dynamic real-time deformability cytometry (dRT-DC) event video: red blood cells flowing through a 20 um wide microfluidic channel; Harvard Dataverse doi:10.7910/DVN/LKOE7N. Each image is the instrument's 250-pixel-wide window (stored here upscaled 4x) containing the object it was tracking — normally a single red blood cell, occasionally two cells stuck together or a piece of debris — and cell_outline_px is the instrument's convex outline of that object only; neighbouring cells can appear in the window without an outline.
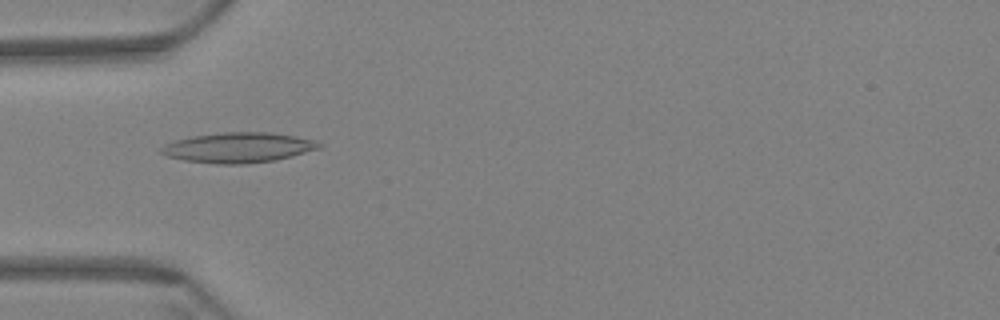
{"species": "Egyptian fruit bat (a non-hibernating species)", "species_latin": "Rousettus aegyptiacus", "temperature_condition": "warm", "stored_images_in_passage": 60, "camera_frame_rate_fps": 3000, "um_per_image_px": 0.085, "animal": {"sex": "female"}, "frame": {"image": 1, "passage_image": 19, "time_ms": 6.0, "image_size_px": [1000, 320], "cell_outline_px": [[324, 144], [320, 148], [276, 160], [240, 164], [220, 164], [184, 160], [168, 156], [160, 152], [160, 148], [164, 144], [176, 140], [192, 136], [224, 132], [268, 132], [296, 136], [312, 140]], "centroid_in_image_um": [20.25, 12.54], "position_along_channel_um": 64.7, "area_um2": 27.51}}
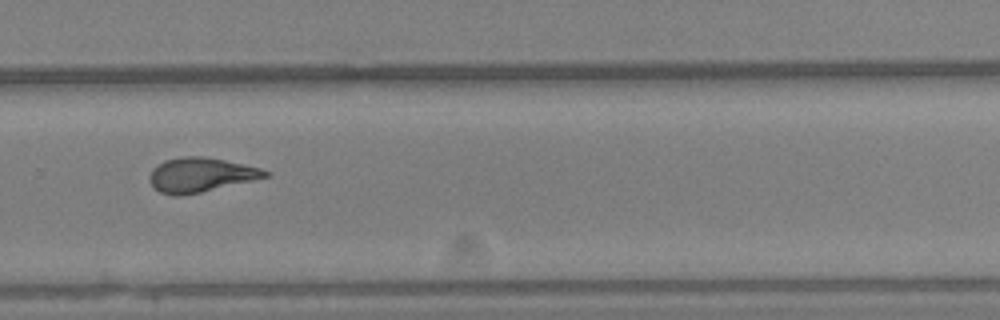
{"frame": {"image": 2, "passage_image": 41, "time_ms": 13.333, "image_size_px": [1000, 320], "cell_outline_px": [[272, 172], [268, 176], [252, 180], [200, 192], [176, 196], [160, 192], [148, 180], [148, 176], [152, 168], [164, 160], [184, 156], [200, 156], [224, 160], [260, 168]], "centroid_in_image_um": [17.02, 14.85], "position_along_channel_um": 312.8, "area_um2": 22.83}}
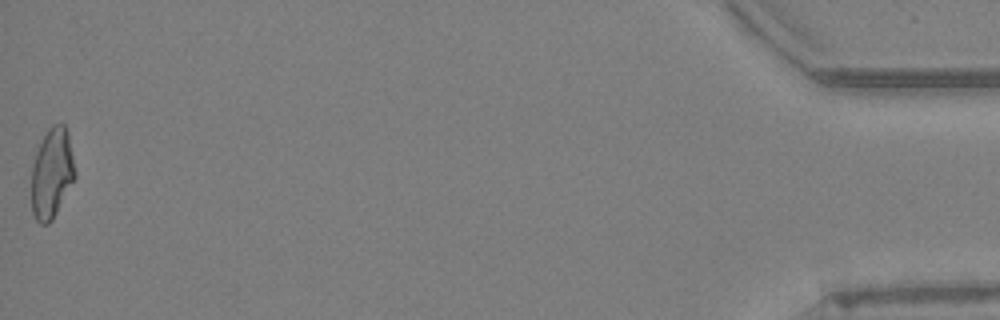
{"frame": {"image": 3, "passage_image": 60, "time_ms": 19.667, "image_size_px": [1000, 320], "cell_outline_px": [[76, 176], [52, 220], [48, 224], [40, 224], [36, 220], [32, 212], [32, 164], [36, 152], [48, 128], [52, 124], [64, 124], [68, 132], [76, 172]], "centroid_in_image_um": [4.41, 14.72], "position_along_channel_um": 430.8, "area_um2": 22.77}, "authors_computed_cell_mechanics": {"area_um2": 23.2067, "velocity_mm_per_s": 3.3985, "shape_relaxation_time_tau1_ms": null, "shape_relaxation_time_tau2_ms": 2.5372, "deformation_change_tau1": null, "deformation_change_tau2": 0.1139}}